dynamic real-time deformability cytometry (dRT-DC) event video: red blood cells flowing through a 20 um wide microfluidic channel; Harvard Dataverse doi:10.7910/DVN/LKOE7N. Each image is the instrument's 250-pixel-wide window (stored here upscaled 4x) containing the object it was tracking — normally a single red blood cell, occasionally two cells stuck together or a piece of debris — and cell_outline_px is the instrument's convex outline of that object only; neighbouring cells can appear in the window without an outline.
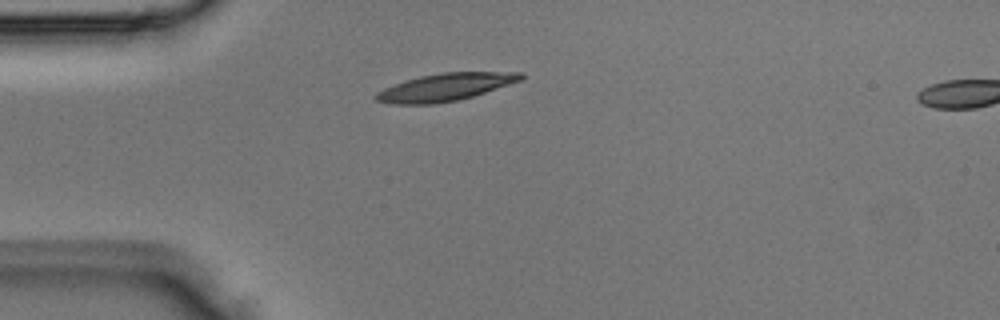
{"species": "Egyptian fruit bat (a non-hibernating species)", "species_latin": "Rousettus aegyptiacus", "temperature_condition": "room temperature", "stored_images_in_passage": 2, "segment_of_instrument_passage": [1, 2], "camera_frame_rate_fps": 3000, "um_per_image_px": 0.085, "animal": {"sex": "male"}, "frame": {"image": 1, "passage_image": 1, "time_ms": 0.0, "image_size_px": [1000, 320], "cell_outline_px": [[524, 76], [520, 80], [472, 96], [456, 100], [436, 104], [396, 104], [376, 100], [372, 96], [376, 92], [384, 88], [420, 76], [444, 72], [524, 72]], "centroid_in_image_um": [37.82, 7.41], "position_along_channel_um": 47.2, "area_um2": 22.77}}